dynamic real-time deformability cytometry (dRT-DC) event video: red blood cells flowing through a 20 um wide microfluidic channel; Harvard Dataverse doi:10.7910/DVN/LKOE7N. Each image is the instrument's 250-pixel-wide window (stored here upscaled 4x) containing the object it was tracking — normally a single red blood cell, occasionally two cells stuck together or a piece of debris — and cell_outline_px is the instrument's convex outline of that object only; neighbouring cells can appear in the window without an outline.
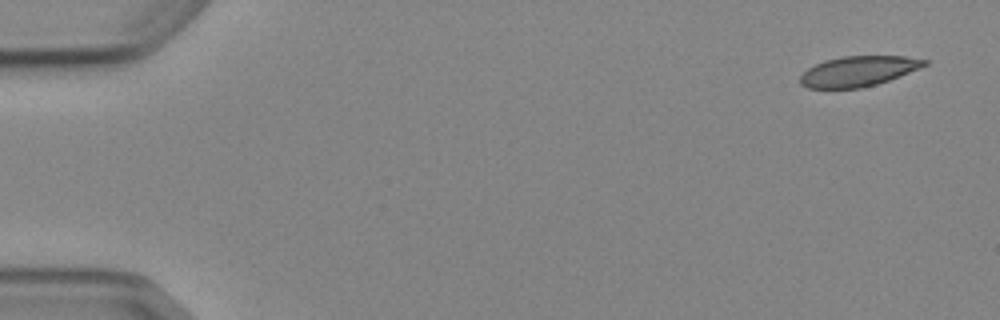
{"species": "Egyptian fruit bat (a non-hibernating species)", "species_latin": "Rousettus aegyptiacus", "temperature_condition": "cold", "stored_images_in_passage": 8, "camera_frame_rate_fps": 3000, "um_per_image_px": 0.085, "animal": {"sex": "female"}, "frame": {"image": 1, "passage_image": 1, "time_ms": 0.0, "image_size_px": [1000, 320], "cell_outline_px": [[928, 64], [920, 68], [900, 76], [876, 84], [860, 88], [808, 88], [800, 84], [800, 76], [808, 68], [824, 60], [844, 56], [904, 56], [928, 60]], "centroid_in_image_um": [72.96, 6.05], "position_along_channel_um": 12.0, "area_um2": 21.79}}
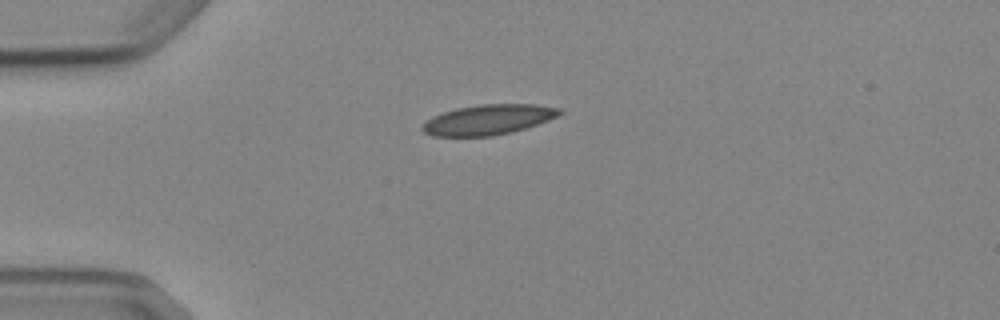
{"frame": {"image": 2, "passage_image": 4, "time_ms": 3.667, "image_size_px": [1000, 320], "cell_outline_px": [[564, 112], [548, 120], [512, 132], [492, 136], [432, 136], [424, 132], [420, 128], [432, 116], [456, 108], [480, 104], [536, 104], [564, 108]], "centroid_in_image_um": [41.52, 10.16], "position_along_channel_um": 43.5, "area_um2": 24.1}}
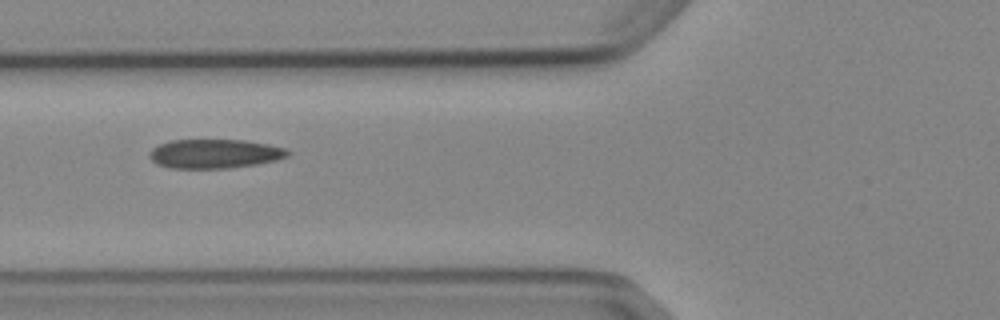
{"frame": {"image": 3, "passage_image": 6, "time_ms": 6.0, "image_size_px": [1000, 320], "cell_outline_px": [[292, 152], [288, 156], [276, 160], [256, 164], [224, 168], [168, 168], [156, 164], [148, 156], [148, 152], [152, 148], [160, 144], [172, 140], [244, 140], [268, 144], [284, 148]], "centroid_in_image_um": [18.22, 13.07], "position_along_channel_um": 107.6, "area_um2": 23.47}}